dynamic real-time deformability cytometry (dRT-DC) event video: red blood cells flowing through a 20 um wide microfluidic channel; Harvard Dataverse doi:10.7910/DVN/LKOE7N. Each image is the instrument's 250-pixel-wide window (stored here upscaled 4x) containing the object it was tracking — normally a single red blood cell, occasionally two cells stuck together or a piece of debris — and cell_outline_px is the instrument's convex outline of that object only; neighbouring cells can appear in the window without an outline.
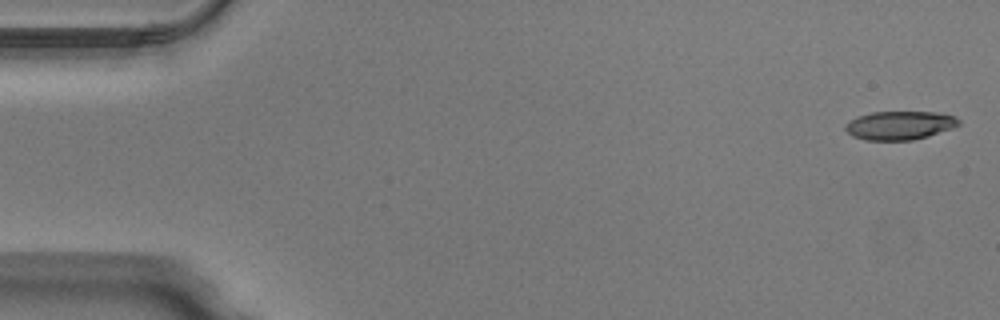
{"species": "Egyptian fruit bat (a non-hibernating species)", "species_latin": "Rousettus aegyptiacus", "temperature_condition": "warm", "stored_images_in_passage": 51, "camera_frame_rate_fps": 3000, "um_per_image_px": 0.085, "animal": {"sex": "male"}, "frame": {"image": 1, "passage_image": 1, "time_ms": 0.0, "image_size_px": [1000, 320], "cell_outline_px": [[960, 124], [952, 128], [928, 136], [912, 140], [864, 140], [852, 136], [844, 128], [844, 124], [856, 116], [872, 112], [936, 112], [956, 116], [960, 120]], "centroid_in_image_um": [76.45, 10.65], "position_along_channel_um": 8.5, "area_um2": 19.02}}
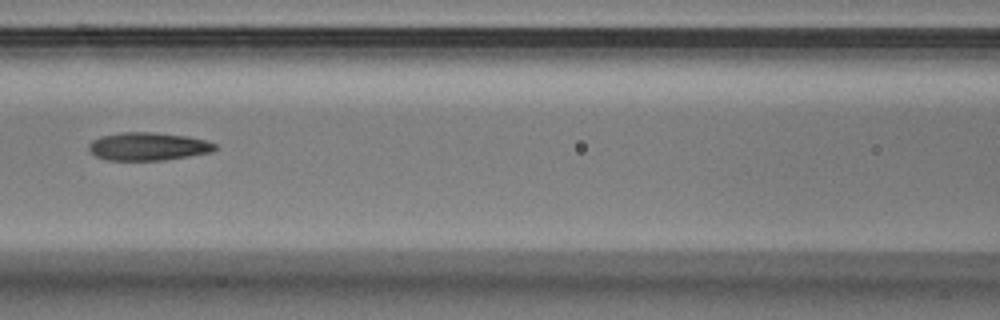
{"frame": {"image": 2, "passage_image": 22, "time_ms": 7.0, "image_size_px": [1000, 320], "cell_outline_px": [[216, 148], [212, 152], [164, 160], [104, 160], [96, 156], [88, 148], [88, 144], [92, 140], [100, 136], [120, 132], [156, 132], [188, 136], [204, 140], [216, 144]], "centroid_in_image_um": [12.56, 12.44], "position_along_channel_um": 154.0, "area_um2": 20.69}}
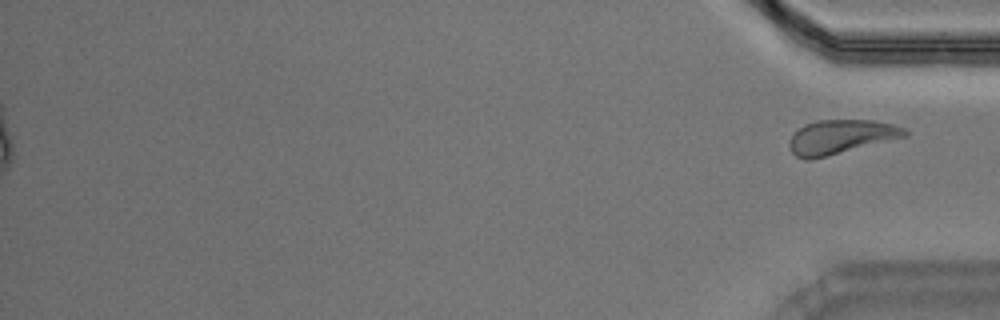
{"frame": {"image": 3, "passage_image": 51, "time_ms": 16.667, "image_size_px": [1000, 320], "cell_outline_px": [[908, 136], [808, 160], [804, 160], [796, 156], [792, 152], [788, 144], [788, 140], [804, 124], [816, 120], [872, 120], [896, 124], [904, 128], [908, 132]], "centroid_in_image_um": [71.47, 11.62], "position_along_channel_um": 363.7, "area_um2": 22.83}}